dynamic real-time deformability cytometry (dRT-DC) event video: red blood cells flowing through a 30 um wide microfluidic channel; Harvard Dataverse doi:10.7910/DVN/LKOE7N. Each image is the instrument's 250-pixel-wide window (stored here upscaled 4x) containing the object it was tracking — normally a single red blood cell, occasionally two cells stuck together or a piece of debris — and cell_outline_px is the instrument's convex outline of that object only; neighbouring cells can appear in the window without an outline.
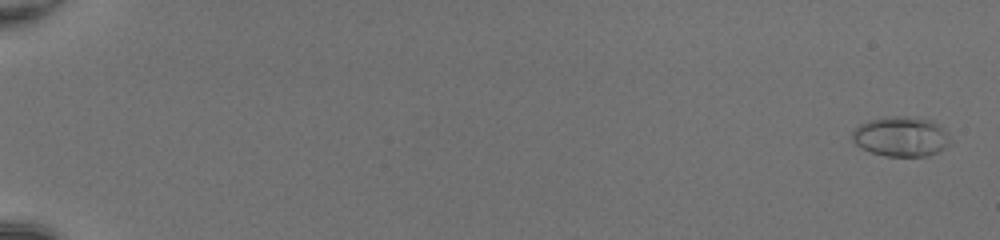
{"species": "common noctule bat (a hibernating species)", "species_latin": "Nyctalus noctula", "temperature_condition": "room temperature", "stored_images_in_passage": 53, "camera_frame_rate_fps": 3000, "um_per_image_px": 0.085, "animal": {"sex": "female", "body_mass_g": 20.0, "forearm_length_mm": 54.0}, "frame": {"image": 1, "passage_image": 2, "time_ms": 0.333, "image_size_px": [1000, 240], "cell_outline_px": [[952, 144], [928, 156], [884, 156], [860, 148], [852, 140], [852, 132], [860, 124], [868, 120], [892, 116], [908, 116], [932, 120], [952, 140]], "centroid_in_image_um": [76.57, 11.61], "position_along_channel_um": 8.4, "area_um2": 22.72}}
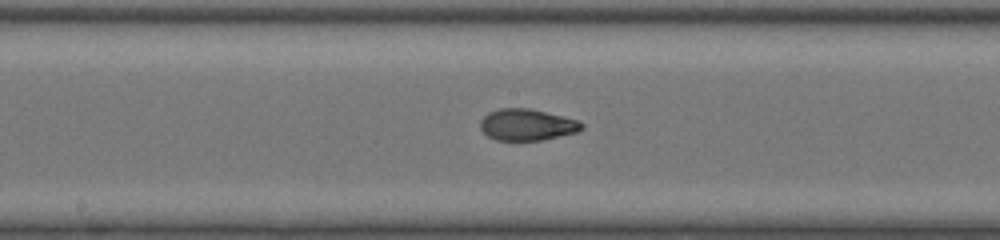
{"frame": {"image": 2, "passage_image": 31, "time_ms": 10.0, "image_size_px": [1000, 240], "cell_outline_px": [[584, 128], [576, 132], [540, 140], [496, 140], [488, 136], [480, 128], [480, 120], [488, 112], [500, 108], [528, 108], [576, 120], [584, 124]], "centroid_in_image_um": [44.75, 10.6], "position_along_channel_um": 203.5, "area_um2": 18.32}}
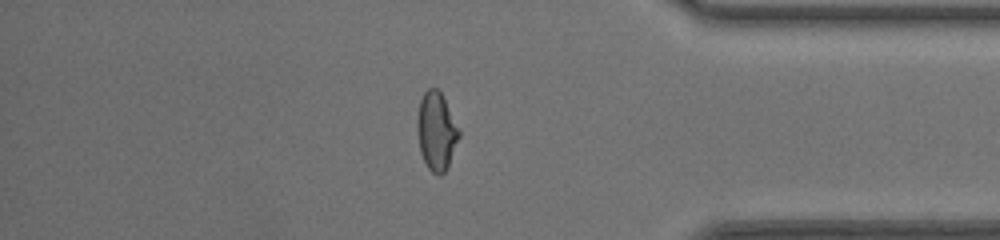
{"frame": {"image": 3, "passage_image": 46, "time_ms": 15.0, "image_size_px": [1000, 240], "cell_outline_px": [[460, 136], [448, 168], [440, 176], [432, 172], [428, 168], [420, 152], [416, 124], [416, 116], [420, 100], [424, 92], [428, 88], [436, 88], [440, 92], [460, 132]], "centroid_in_image_um": [37.07, 11.18], "position_along_channel_um": 398.1, "area_um2": 18.96}, "authors_computed_cell_mechanics": {"area_um2": 19.074, "velocity_mm_per_s": 4.2341, "shape_relaxation_time_tau1_ms": 8.4829, "shape_relaxation_time_tau2_ms": 0.8847, "deformation_change_tau1": 0.2978, "deformation_change_tau2": 0.0592}}